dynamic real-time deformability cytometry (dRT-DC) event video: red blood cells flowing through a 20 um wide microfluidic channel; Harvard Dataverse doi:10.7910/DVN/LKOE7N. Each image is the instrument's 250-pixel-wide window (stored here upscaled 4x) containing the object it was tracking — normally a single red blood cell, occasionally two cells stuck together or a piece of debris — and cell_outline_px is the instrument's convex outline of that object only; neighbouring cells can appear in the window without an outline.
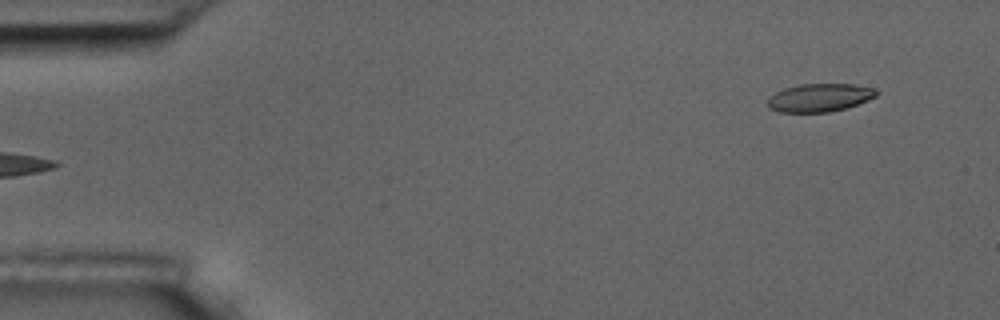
{"species": "common noctule bat (a hibernating species)", "species_latin": "Nyctalus noctula", "temperature_condition": "room temperature", "stored_images_in_passage": 5, "camera_frame_rate_fps": 3000, "um_per_image_px": 0.085, "animal": {"sex": "male", "body_mass_g": 17.5, "forearm_length_mm": 52.3}, "frame": {"image": 1, "passage_image": 5, "time_ms": 4.667, "image_size_px": [1000, 320], "cell_outline_px": [[876, 96], [868, 100], [844, 108], [828, 112], [780, 112], [768, 108], [768, 96], [784, 88], [800, 84], [852, 84], [876, 88]], "centroid_in_image_um": [69.63, 8.29], "position_along_channel_um": 15.4, "area_um2": 17.74}}